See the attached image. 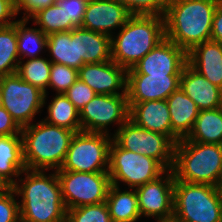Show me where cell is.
Here are the masks:
<instances>
[{
  "label": "cell",
  "instance_id": "cell-1",
  "mask_svg": "<svg viewBox=\"0 0 222 222\" xmlns=\"http://www.w3.org/2000/svg\"><path fill=\"white\" fill-rule=\"evenodd\" d=\"M12 186L19 200L20 222H66V208L62 200L57 172L26 169ZM21 184V185H20Z\"/></svg>",
  "mask_w": 222,
  "mask_h": 222
},
{
  "label": "cell",
  "instance_id": "cell-2",
  "mask_svg": "<svg viewBox=\"0 0 222 222\" xmlns=\"http://www.w3.org/2000/svg\"><path fill=\"white\" fill-rule=\"evenodd\" d=\"M222 0H169L164 14L165 38L187 53L211 40L214 12Z\"/></svg>",
  "mask_w": 222,
  "mask_h": 222
},
{
  "label": "cell",
  "instance_id": "cell-3",
  "mask_svg": "<svg viewBox=\"0 0 222 222\" xmlns=\"http://www.w3.org/2000/svg\"><path fill=\"white\" fill-rule=\"evenodd\" d=\"M46 51L51 62L79 70L84 64L111 60V36L75 27L69 32L47 35Z\"/></svg>",
  "mask_w": 222,
  "mask_h": 222
},
{
  "label": "cell",
  "instance_id": "cell-4",
  "mask_svg": "<svg viewBox=\"0 0 222 222\" xmlns=\"http://www.w3.org/2000/svg\"><path fill=\"white\" fill-rule=\"evenodd\" d=\"M74 134V131L49 124L44 120L22 127L23 159L26 169H60Z\"/></svg>",
  "mask_w": 222,
  "mask_h": 222
},
{
  "label": "cell",
  "instance_id": "cell-5",
  "mask_svg": "<svg viewBox=\"0 0 222 222\" xmlns=\"http://www.w3.org/2000/svg\"><path fill=\"white\" fill-rule=\"evenodd\" d=\"M164 39V16L132 15L119 33L111 36V60L131 69Z\"/></svg>",
  "mask_w": 222,
  "mask_h": 222
},
{
  "label": "cell",
  "instance_id": "cell-6",
  "mask_svg": "<svg viewBox=\"0 0 222 222\" xmlns=\"http://www.w3.org/2000/svg\"><path fill=\"white\" fill-rule=\"evenodd\" d=\"M171 170L175 181L216 186L222 173V145L180 139Z\"/></svg>",
  "mask_w": 222,
  "mask_h": 222
},
{
  "label": "cell",
  "instance_id": "cell-7",
  "mask_svg": "<svg viewBox=\"0 0 222 222\" xmlns=\"http://www.w3.org/2000/svg\"><path fill=\"white\" fill-rule=\"evenodd\" d=\"M173 219L177 222H222V199L216 187L175 181Z\"/></svg>",
  "mask_w": 222,
  "mask_h": 222
},
{
  "label": "cell",
  "instance_id": "cell-8",
  "mask_svg": "<svg viewBox=\"0 0 222 222\" xmlns=\"http://www.w3.org/2000/svg\"><path fill=\"white\" fill-rule=\"evenodd\" d=\"M167 169L154 158L119 147L113 140L109 147L108 174L112 185L120 182L135 189L163 175Z\"/></svg>",
  "mask_w": 222,
  "mask_h": 222
},
{
  "label": "cell",
  "instance_id": "cell-9",
  "mask_svg": "<svg viewBox=\"0 0 222 222\" xmlns=\"http://www.w3.org/2000/svg\"><path fill=\"white\" fill-rule=\"evenodd\" d=\"M111 141V134L76 132L70 142L65 161L58 170L108 172Z\"/></svg>",
  "mask_w": 222,
  "mask_h": 222
},
{
  "label": "cell",
  "instance_id": "cell-10",
  "mask_svg": "<svg viewBox=\"0 0 222 222\" xmlns=\"http://www.w3.org/2000/svg\"><path fill=\"white\" fill-rule=\"evenodd\" d=\"M66 210L106 201L111 185L108 172L56 170Z\"/></svg>",
  "mask_w": 222,
  "mask_h": 222
},
{
  "label": "cell",
  "instance_id": "cell-11",
  "mask_svg": "<svg viewBox=\"0 0 222 222\" xmlns=\"http://www.w3.org/2000/svg\"><path fill=\"white\" fill-rule=\"evenodd\" d=\"M2 107L22 128L46 105V96L38 87L25 82L17 73L0 76Z\"/></svg>",
  "mask_w": 222,
  "mask_h": 222
},
{
  "label": "cell",
  "instance_id": "cell-12",
  "mask_svg": "<svg viewBox=\"0 0 222 222\" xmlns=\"http://www.w3.org/2000/svg\"><path fill=\"white\" fill-rule=\"evenodd\" d=\"M112 135L124 150L154 158L167 170L172 169L175 144L166 135L141 128L130 119Z\"/></svg>",
  "mask_w": 222,
  "mask_h": 222
},
{
  "label": "cell",
  "instance_id": "cell-13",
  "mask_svg": "<svg viewBox=\"0 0 222 222\" xmlns=\"http://www.w3.org/2000/svg\"><path fill=\"white\" fill-rule=\"evenodd\" d=\"M129 111L127 95L96 94L79 111L81 130L109 134L108 126L119 124L118 130L129 119Z\"/></svg>",
  "mask_w": 222,
  "mask_h": 222
},
{
  "label": "cell",
  "instance_id": "cell-14",
  "mask_svg": "<svg viewBox=\"0 0 222 222\" xmlns=\"http://www.w3.org/2000/svg\"><path fill=\"white\" fill-rule=\"evenodd\" d=\"M174 182L170 169L157 179L135 188L141 217H155L157 221L173 219Z\"/></svg>",
  "mask_w": 222,
  "mask_h": 222
},
{
  "label": "cell",
  "instance_id": "cell-15",
  "mask_svg": "<svg viewBox=\"0 0 222 222\" xmlns=\"http://www.w3.org/2000/svg\"><path fill=\"white\" fill-rule=\"evenodd\" d=\"M186 64L187 52L165 38L128 69L127 74L181 75Z\"/></svg>",
  "mask_w": 222,
  "mask_h": 222
},
{
  "label": "cell",
  "instance_id": "cell-16",
  "mask_svg": "<svg viewBox=\"0 0 222 222\" xmlns=\"http://www.w3.org/2000/svg\"><path fill=\"white\" fill-rule=\"evenodd\" d=\"M78 78L96 94L127 95V70L112 60L82 65L78 70Z\"/></svg>",
  "mask_w": 222,
  "mask_h": 222
},
{
  "label": "cell",
  "instance_id": "cell-17",
  "mask_svg": "<svg viewBox=\"0 0 222 222\" xmlns=\"http://www.w3.org/2000/svg\"><path fill=\"white\" fill-rule=\"evenodd\" d=\"M132 15L119 0H96L87 4L81 27L113 36Z\"/></svg>",
  "mask_w": 222,
  "mask_h": 222
},
{
  "label": "cell",
  "instance_id": "cell-18",
  "mask_svg": "<svg viewBox=\"0 0 222 222\" xmlns=\"http://www.w3.org/2000/svg\"><path fill=\"white\" fill-rule=\"evenodd\" d=\"M181 75L127 74L128 102L166 100L180 86Z\"/></svg>",
  "mask_w": 222,
  "mask_h": 222
},
{
  "label": "cell",
  "instance_id": "cell-19",
  "mask_svg": "<svg viewBox=\"0 0 222 222\" xmlns=\"http://www.w3.org/2000/svg\"><path fill=\"white\" fill-rule=\"evenodd\" d=\"M129 119L137 126L166 135L174 144L180 139L172 132L171 117L166 100L128 102Z\"/></svg>",
  "mask_w": 222,
  "mask_h": 222
},
{
  "label": "cell",
  "instance_id": "cell-20",
  "mask_svg": "<svg viewBox=\"0 0 222 222\" xmlns=\"http://www.w3.org/2000/svg\"><path fill=\"white\" fill-rule=\"evenodd\" d=\"M181 90L196 104L199 111L222 107L221 90L188 63L180 76Z\"/></svg>",
  "mask_w": 222,
  "mask_h": 222
},
{
  "label": "cell",
  "instance_id": "cell-21",
  "mask_svg": "<svg viewBox=\"0 0 222 222\" xmlns=\"http://www.w3.org/2000/svg\"><path fill=\"white\" fill-rule=\"evenodd\" d=\"M187 63L212 84L222 87V43L206 41L187 53Z\"/></svg>",
  "mask_w": 222,
  "mask_h": 222
},
{
  "label": "cell",
  "instance_id": "cell-22",
  "mask_svg": "<svg viewBox=\"0 0 222 222\" xmlns=\"http://www.w3.org/2000/svg\"><path fill=\"white\" fill-rule=\"evenodd\" d=\"M26 170L23 159L22 135L0 136V179L7 186L12 187L17 177ZM16 177V179H14Z\"/></svg>",
  "mask_w": 222,
  "mask_h": 222
},
{
  "label": "cell",
  "instance_id": "cell-23",
  "mask_svg": "<svg viewBox=\"0 0 222 222\" xmlns=\"http://www.w3.org/2000/svg\"><path fill=\"white\" fill-rule=\"evenodd\" d=\"M166 102L170 112L172 132L179 139L186 138L199 113L195 102L180 87L166 99Z\"/></svg>",
  "mask_w": 222,
  "mask_h": 222
},
{
  "label": "cell",
  "instance_id": "cell-24",
  "mask_svg": "<svg viewBox=\"0 0 222 222\" xmlns=\"http://www.w3.org/2000/svg\"><path fill=\"white\" fill-rule=\"evenodd\" d=\"M105 202L112 222H136L141 217L135 189L121 191L120 187L111 184Z\"/></svg>",
  "mask_w": 222,
  "mask_h": 222
},
{
  "label": "cell",
  "instance_id": "cell-25",
  "mask_svg": "<svg viewBox=\"0 0 222 222\" xmlns=\"http://www.w3.org/2000/svg\"><path fill=\"white\" fill-rule=\"evenodd\" d=\"M187 141L222 145V107L212 110H201Z\"/></svg>",
  "mask_w": 222,
  "mask_h": 222
},
{
  "label": "cell",
  "instance_id": "cell-26",
  "mask_svg": "<svg viewBox=\"0 0 222 222\" xmlns=\"http://www.w3.org/2000/svg\"><path fill=\"white\" fill-rule=\"evenodd\" d=\"M55 95L47 107L48 115L42 120L52 125L67 128L75 133L82 131L79 111L64 93Z\"/></svg>",
  "mask_w": 222,
  "mask_h": 222
},
{
  "label": "cell",
  "instance_id": "cell-27",
  "mask_svg": "<svg viewBox=\"0 0 222 222\" xmlns=\"http://www.w3.org/2000/svg\"><path fill=\"white\" fill-rule=\"evenodd\" d=\"M30 20H16V34L19 60L23 57L34 59L40 57L42 50H47V35L39 28L26 27Z\"/></svg>",
  "mask_w": 222,
  "mask_h": 222
},
{
  "label": "cell",
  "instance_id": "cell-28",
  "mask_svg": "<svg viewBox=\"0 0 222 222\" xmlns=\"http://www.w3.org/2000/svg\"><path fill=\"white\" fill-rule=\"evenodd\" d=\"M19 62L15 20L9 26L0 27V76L15 74Z\"/></svg>",
  "mask_w": 222,
  "mask_h": 222
},
{
  "label": "cell",
  "instance_id": "cell-29",
  "mask_svg": "<svg viewBox=\"0 0 222 222\" xmlns=\"http://www.w3.org/2000/svg\"><path fill=\"white\" fill-rule=\"evenodd\" d=\"M52 62L47 58H34L19 62L17 74L27 83L38 87L47 97Z\"/></svg>",
  "mask_w": 222,
  "mask_h": 222
},
{
  "label": "cell",
  "instance_id": "cell-30",
  "mask_svg": "<svg viewBox=\"0 0 222 222\" xmlns=\"http://www.w3.org/2000/svg\"><path fill=\"white\" fill-rule=\"evenodd\" d=\"M31 19L36 26L45 34L49 35L58 32H69L75 27L71 20H67L65 10L57 3L40 10Z\"/></svg>",
  "mask_w": 222,
  "mask_h": 222
},
{
  "label": "cell",
  "instance_id": "cell-31",
  "mask_svg": "<svg viewBox=\"0 0 222 222\" xmlns=\"http://www.w3.org/2000/svg\"><path fill=\"white\" fill-rule=\"evenodd\" d=\"M66 222H112L106 202L69 209Z\"/></svg>",
  "mask_w": 222,
  "mask_h": 222
},
{
  "label": "cell",
  "instance_id": "cell-32",
  "mask_svg": "<svg viewBox=\"0 0 222 222\" xmlns=\"http://www.w3.org/2000/svg\"><path fill=\"white\" fill-rule=\"evenodd\" d=\"M78 79V70L52 62L48 87L54 88L56 94L66 92Z\"/></svg>",
  "mask_w": 222,
  "mask_h": 222
},
{
  "label": "cell",
  "instance_id": "cell-33",
  "mask_svg": "<svg viewBox=\"0 0 222 222\" xmlns=\"http://www.w3.org/2000/svg\"><path fill=\"white\" fill-rule=\"evenodd\" d=\"M133 15L164 16L169 0H119Z\"/></svg>",
  "mask_w": 222,
  "mask_h": 222
},
{
  "label": "cell",
  "instance_id": "cell-34",
  "mask_svg": "<svg viewBox=\"0 0 222 222\" xmlns=\"http://www.w3.org/2000/svg\"><path fill=\"white\" fill-rule=\"evenodd\" d=\"M13 187L0 192V222H20L19 202Z\"/></svg>",
  "mask_w": 222,
  "mask_h": 222
},
{
  "label": "cell",
  "instance_id": "cell-35",
  "mask_svg": "<svg viewBox=\"0 0 222 222\" xmlns=\"http://www.w3.org/2000/svg\"><path fill=\"white\" fill-rule=\"evenodd\" d=\"M64 95L73 103L75 108L80 111L96 95L95 91L83 81L78 79Z\"/></svg>",
  "mask_w": 222,
  "mask_h": 222
},
{
  "label": "cell",
  "instance_id": "cell-36",
  "mask_svg": "<svg viewBox=\"0 0 222 222\" xmlns=\"http://www.w3.org/2000/svg\"><path fill=\"white\" fill-rule=\"evenodd\" d=\"M56 3L65 10L67 20H71L74 27H81L87 4L79 0H57Z\"/></svg>",
  "mask_w": 222,
  "mask_h": 222
},
{
  "label": "cell",
  "instance_id": "cell-37",
  "mask_svg": "<svg viewBox=\"0 0 222 222\" xmlns=\"http://www.w3.org/2000/svg\"><path fill=\"white\" fill-rule=\"evenodd\" d=\"M57 0H15L16 16L23 10V17L21 19L30 20L40 10L56 4Z\"/></svg>",
  "mask_w": 222,
  "mask_h": 222
},
{
  "label": "cell",
  "instance_id": "cell-38",
  "mask_svg": "<svg viewBox=\"0 0 222 222\" xmlns=\"http://www.w3.org/2000/svg\"><path fill=\"white\" fill-rule=\"evenodd\" d=\"M21 127L12 118L9 112L0 108V136L21 134Z\"/></svg>",
  "mask_w": 222,
  "mask_h": 222
},
{
  "label": "cell",
  "instance_id": "cell-39",
  "mask_svg": "<svg viewBox=\"0 0 222 222\" xmlns=\"http://www.w3.org/2000/svg\"><path fill=\"white\" fill-rule=\"evenodd\" d=\"M16 17V4L15 0H0V27L9 26L15 21Z\"/></svg>",
  "mask_w": 222,
  "mask_h": 222
},
{
  "label": "cell",
  "instance_id": "cell-40",
  "mask_svg": "<svg viewBox=\"0 0 222 222\" xmlns=\"http://www.w3.org/2000/svg\"><path fill=\"white\" fill-rule=\"evenodd\" d=\"M211 41L222 43V1L219 3L214 12L211 30Z\"/></svg>",
  "mask_w": 222,
  "mask_h": 222
},
{
  "label": "cell",
  "instance_id": "cell-41",
  "mask_svg": "<svg viewBox=\"0 0 222 222\" xmlns=\"http://www.w3.org/2000/svg\"><path fill=\"white\" fill-rule=\"evenodd\" d=\"M215 187H216L218 195L222 199V173H221V175H220V177L218 179V182H217Z\"/></svg>",
  "mask_w": 222,
  "mask_h": 222
},
{
  "label": "cell",
  "instance_id": "cell-42",
  "mask_svg": "<svg viewBox=\"0 0 222 222\" xmlns=\"http://www.w3.org/2000/svg\"><path fill=\"white\" fill-rule=\"evenodd\" d=\"M7 186L0 179V192L3 191Z\"/></svg>",
  "mask_w": 222,
  "mask_h": 222
},
{
  "label": "cell",
  "instance_id": "cell-43",
  "mask_svg": "<svg viewBox=\"0 0 222 222\" xmlns=\"http://www.w3.org/2000/svg\"><path fill=\"white\" fill-rule=\"evenodd\" d=\"M79 1H82L85 4H89V3L93 2V1H96V0H79Z\"/></svg>",
  "mask_w": 222,
  "mask_h": 222
},
{
  "label": "cell",
  "instance_id": "cell-44",
  "mask_svg": "<svg viewBox=\"0 0 222 222\" xmlns=\"http://www.w3.org/2000/svg\"><path fill=\"white\" fill-rule=\"evenodd\" d=\"M157 222H177V221H175L174 219H172V220H161V221H157Z\"/></svg>",
  "mask_w": 222,
  "mask_h": 222
},
{
  "label": "cell",
  "instance_id": "cell-45",
  "mask_svg": "<svg viewBox=\"0 0 222 222\" xmlns=\"http://www.w3.org/2000/svg\"><path fill=\"white\" fill-rule=\"evenodd\" d=\"M2 107V92H1V88H0V108Z\"/></svg>",
  "mask_w": 222,
  "mask_h": 222
}]
</instances>
